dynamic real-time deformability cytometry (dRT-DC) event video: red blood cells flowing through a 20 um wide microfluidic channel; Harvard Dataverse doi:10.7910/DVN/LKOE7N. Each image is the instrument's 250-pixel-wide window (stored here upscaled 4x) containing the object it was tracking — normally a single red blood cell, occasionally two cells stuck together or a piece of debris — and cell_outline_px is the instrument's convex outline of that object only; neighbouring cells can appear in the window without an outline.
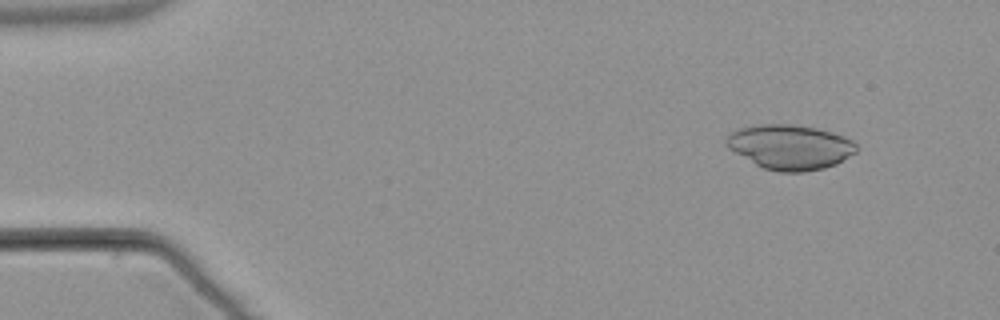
{"species": "common noctule bat (a hibernating species)", "species_latin": "Nyctalus noctula", "temperature_condition": "warm", "stored_images_in_passage": 54, "camera_frame_rate_fps": 3000, "um_per_image_px": 0.085, "animal": {"sex": "male", "body_mass_g": 21.5, "forearm_length_mm": 52.0}, "frame": {"image": 1, "passage_image": 6, "time_ms": 1.667, "image_size_px": [1000, 320], "cell_outline_px": [[856, 152], [836, 164], [824, 168], [804, 172], [780, 172], [764, 168], [756, 164], [728, 148], [724, 140], [728, 132], [736, 128], [760, 124], [792, 124], [816, 128], [832, 132], [844, 136], [852, 140], [856, 144]], "centroid_in_image_um": [67.13, 12.48], "position_along_channel_um": 17.9, "area_um2": 34.04}}
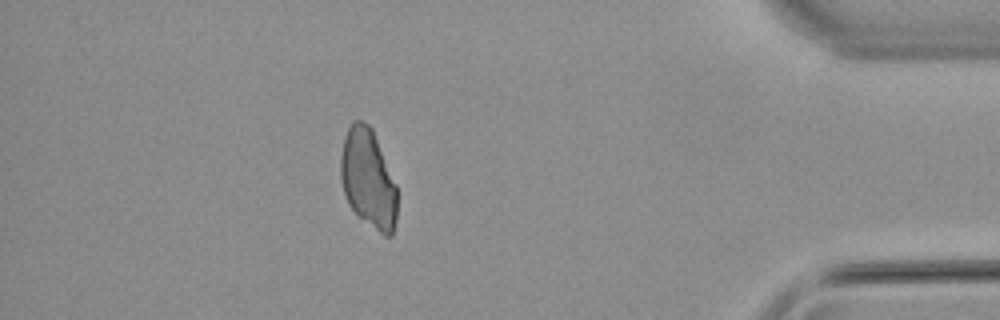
{"frame": {"image": 2, "passage_image": 48, "time_ms": 15.667, "image_size_px": [1000, 320], "cell_outline_px": [[396, 220], [392, 236], [384, 236], [360, 216], [348, 204], [340, 180], [340, 160], [344, 140], [348, 128], [352, 120], [360, 120], [368, 124], [372, 128], [396, 184]], "centroid_in_image_um": [31.29, 15.17], "position_along_channel_um": 403.9, "area_um2": 32.25}}